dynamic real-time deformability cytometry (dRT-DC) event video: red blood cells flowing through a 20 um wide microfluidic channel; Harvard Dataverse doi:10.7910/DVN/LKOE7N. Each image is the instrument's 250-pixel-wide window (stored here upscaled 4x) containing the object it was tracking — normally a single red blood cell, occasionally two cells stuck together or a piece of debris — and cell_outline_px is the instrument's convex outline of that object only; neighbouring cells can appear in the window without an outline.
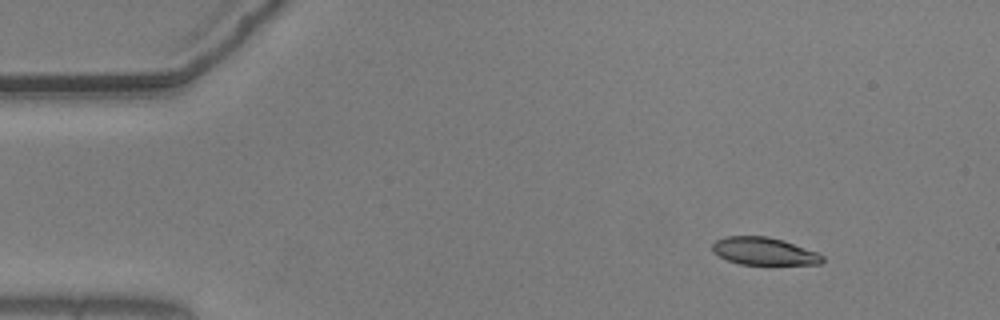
{"species": "common noctule bat (a hibernating species)", "species_latin": "Nyctalus noctula", "temperature_condition": "warm", "stored_images_in_passage": 50, "camera_frame_rate_fps": 3000, "um_per_image_px": 0.085, "animal": {"sex": "male", "body_mass_g": 20.5, "forearm_length_mm": 52.5}, "frame": {"image": 1, "passage_image": 1, "time_ms": 0.0, "image_size_px": [1000, 320], "cell_outline_px": [[824, 260], [820, 264], [740, 264], [728, 260], [712, 252], [712, 244], [716, 240], [724, 236], [768, 236], [784, 240], [816, 252], [824, 256]], "centroid_in_image_um": [64.92, 21.34], "position_along_channel_um": 20.1, "area_um2": 17.63}}
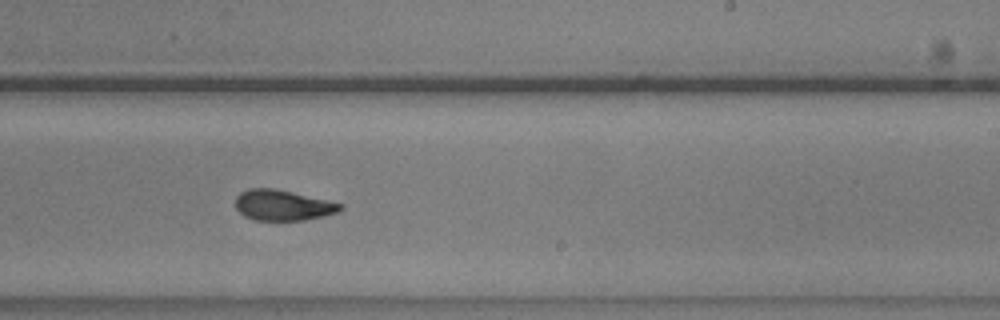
{"frame": {"image": 2, "passage_image": 28, "time_ms": 9.0, "image_size_px": [1000, 320], "cell_outline_px": [[344, 208], [336, 212], [324, 216], [304, 220], [256, 220], [244, 216], [236, 208], [236, 196], [240, 192], [248, 188], [276, 188], [344, 204]], "centroid_in_image_um": [24.03, 17.43], "position_along_channel_um": 265.0, "area_um2": 18.73}}
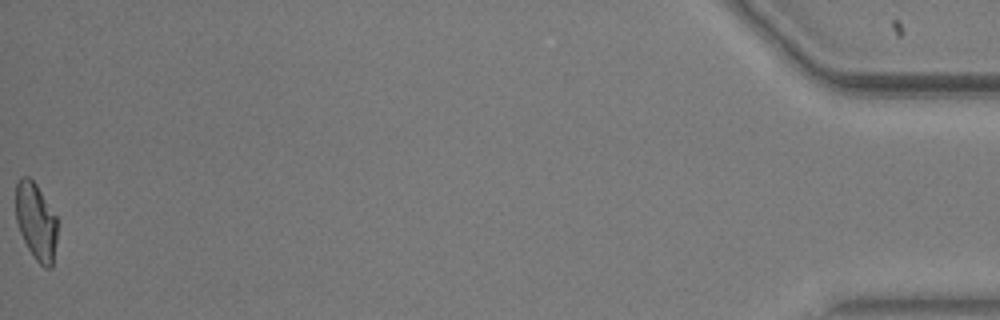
{"frame": {"image": 3, "passage_image": 50, "time_ms": 16.333, "image_size_px": [1000, 320], "cell_outline_px": [[56, 240], [52, 268], [44, 268], [36, 260], [28, 248], [20, 232], [16, 220], [16, 184], [20, 176], [28, 176], [36, 184], [56, 216]], "centroid_in_image_um": [3.05, 18.82], "position_along_channel_um": 432.1, "area_um2": 18.5}, "authors_computed_cell_mechanics": {"area_um2": 19.0451, "velocity_mm_per_s": 3.6632, "shape_relaxation_time_tau1_ms": 6.7633, "shape_relaxation_time_tau2_ms": 2.3459, "deformation_change_tau1": 0.1825, "deformation_change_tau2": 0.0891}}